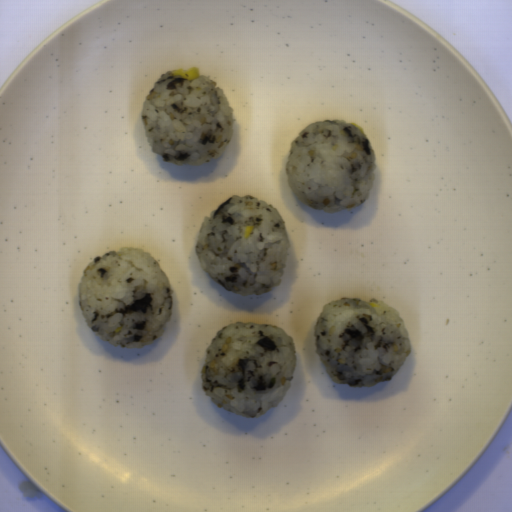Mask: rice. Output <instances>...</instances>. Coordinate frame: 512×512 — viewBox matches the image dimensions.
Returning <instances> with one entry per match:
<instances>
[{
  "label": "rice",
  "mask_w": 512,
  "mask_h": 512,
  "mask_svg": "<svg viewBox=\"0 0 512 512\" xmlns=\"http://www.w3.org/2000/svg\"><path fill=\"white\" fill-rule=\"evenodd\" d=\"M169 279L144 248L123 246L82 270L78 303L89 328L116 348L141 349L156 341L171 319Z\"/></svg>",
  "instance_id": "652b925c"
},
{
  "label": "rice",
  "mask_w": 512,
  "mask_h": 512,
  "mask_svg": "<svg viewBox=\"0 0 512 512\" xmlns=\"http://www.w3.org/2000/svg\"><path fill=\"white\" fill-rule=\"evenodd\" d=\"M295 368L292 335L281 326L241 320L222 326L211 338L200 382L217 408L255 418L282 402Z\"/></svg>",
  "instance_id": "023b6e5f"
},
{
  "label": "rice",
  "mask_w": 512,
  "mask_h": 512,
  "mask_svg": "<svg viewBox=\"0 0 512 512\" xmlns=\"http://www.w3.org/2000/svg\"><path fill=\"white\" fill-rule=\"evenodd\" d=\"M245 225L255 226L243 239ZM291 244L278 209L252 194H233L202 218L194 249L211 280L241 296L280 286Z\"/></svg>",
  "instance_id": "8eca5e8b"
},
{
  "label": "rice",
  "mask_w": 512,
  "mask_h": 512,
  "mask_svg": "<svg viewBox=\"0 0 512 512\" xmlns=\"http://www.w3.org/2000/svg\"><path fill=\"white\" fill-rule=\"evenodd\" d=\"M313 334L314 351L329 377L351 387L392 380L412 353L400 311L374 297L325 303Z\"/></svg>",
  "instance_id": "acb35da6"
},
{
  "label": "rice",
  "mask_w": 512,
  "mask_h": 512,
  "mask_svg": "<svg viewBox=\"0 0 512 512\" xmlns=\"http://www.w3.org/2000/svg\"><path fill=\"white\" fill-rule=\"evenodd\" d=\"M160 74L140 111L147 144L168 164L197 166L221 157L234 134L233 108L210 75Z\"/></svg>",
  "instance_id": "b023fe2a"
},
{
  "label": "rice",
  "mask_w": 512,
  "mask_h": 512,
  "mask_svg": "<svg viewBox=\"0 0 512 512\" xmlns=\"http://www.w3.org/2000/svg\"><path fill=\"white\" fill-rule=\"evenodd\" d=\"M376 167V152L359 125L324 119L298 132L289 145L284 170L301 203L339 213L368 198Z\"/></svg>",
  "instance_id": "e3fd555f"
}]
</instances>
